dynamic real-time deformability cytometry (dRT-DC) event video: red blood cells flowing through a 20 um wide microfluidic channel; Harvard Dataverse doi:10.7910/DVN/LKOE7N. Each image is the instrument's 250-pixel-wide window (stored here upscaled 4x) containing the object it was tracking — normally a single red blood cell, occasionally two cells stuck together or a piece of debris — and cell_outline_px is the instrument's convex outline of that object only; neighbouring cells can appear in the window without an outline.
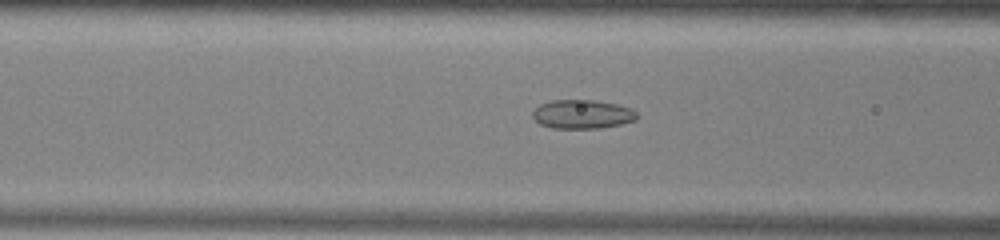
{"species": "common noctule bat (a hibernating species)", "species_latin": "Nyctalus noctula", "temperature_condition": "warm", "stored_images_in_passage": 52, "camera_frame_rate_fps": 3000, "um_per_image_px": 0.085, "animal": {"sex": "male", "body_mass_g": 13.0, "forearm_length_mm": 53.1}, "frame": {"image": 1, "passage_image": 20, "time_ms": 6.333, "image_size_px": [1000, 240], "cell_outline_px": [[636, 120], [620, 124], [600, 128], [552, 128], [540, 124], [532, 116], [532, 112], [540, 104], [552, 100], [596, 100], [616, 104], [632, 108], [636, 112]], "centroid_in_image_um": [49.49, 9.7], "position_along_channel_um": 117.1, "area_um2": 17.51}}
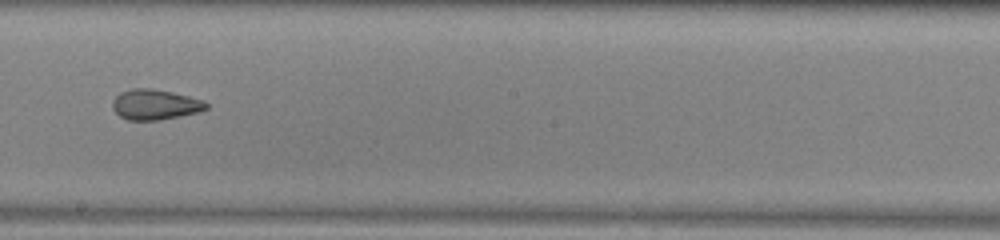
{"frame": {"image": 2, "passage_image": 29, "time_ms": 9.333, "image_size_px": [1000, 240], "cell_outline_px": [[208, 108], [200, 112], [160, 120], [128, 120], [120, 116], [112, 108], [112, 100], [120, 92], [132, 88], [152, 88], [172, 92], [204, 100], [208, 104]], "centroid_in_image_um": [13.19, 8.88], "position_along_channel_um": 235.0, "area_um2": 16.7}}
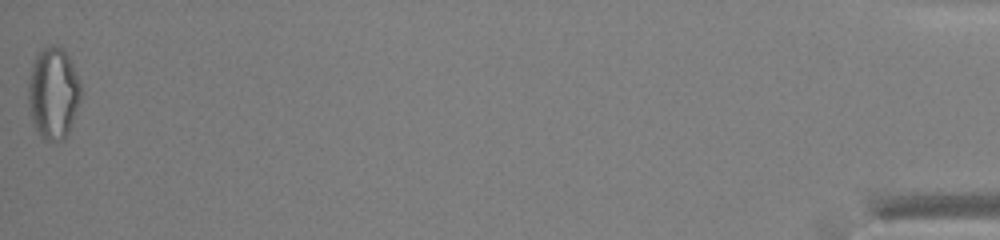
{"frame": {"image": 3, "passage_image": 52, "time_ms": 17.0, "image_size_px": [1000, 240], "cell_outline_px": [[80, 100], [68, 136], [64, 140], [44, 140], [40, 136], [32, 124], [28, 104], [28, 80], [32, 64], [40, 48], [48, 44], [52, 44], [64, 48], [80, 80]], "centroid_in_image_um": [4.51, 7.91], "position_along_channel_um": 430.7, "area_um2": 28.61}, "authors_computed_cell_mechanics": {"area_um2": 20.0277, "velocity_mm_per_s": 3.9404, "shape_relaxation_time_tau1_ms": null, "shape_relaxation_time_tau2_ms": 2.5697, "deformation_change_tau1": null, "deformation_change_tau2": 0.0963}}